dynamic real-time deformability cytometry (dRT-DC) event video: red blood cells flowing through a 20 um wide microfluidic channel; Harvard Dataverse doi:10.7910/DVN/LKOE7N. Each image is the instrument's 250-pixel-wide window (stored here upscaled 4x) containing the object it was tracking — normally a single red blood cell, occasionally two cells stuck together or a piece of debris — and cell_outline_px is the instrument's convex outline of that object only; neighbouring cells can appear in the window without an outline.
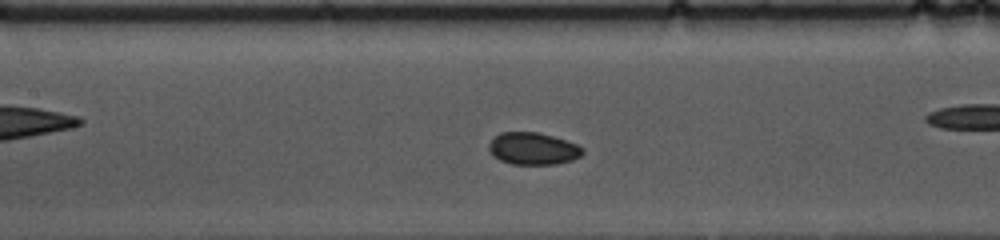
{"species": "common noctule bat (a hibernating species)", "species_latin": "Nyctalus noctula", "temperature_condition": "cold", "stored_images_in_passage": 41, "camera_frame_rate_fps": 3000, "um_per_image_px": 0.085, "animal": {"sex": "female", "body_mass_g": 10.0, "forearm_length_mm": 53.1}, "frame": {"image": 1, "passage_image": 18, "time_ms": 5.667, "image_size_px": [1000, 240], "cell_outline_px": [[584, 152], [580, 156], [572, 160], [556, 164], [512, 164], [500, 160], [488, 148], [488, 144], [500, 132], [536, 132], [552, 136], [576, 144], [584, 148]], "centroid_in_image_um": [45.32, 12.63], "position_along_channel_um": 162.1, "area_um2": 17.34}, "authors_computed_cell_mechanics": {"area_um2": 17.7446, "velocity_mm_per_s": 3.6781, "shape_relaxation_time_tau1_ms": null, "shape_relaxation_time_tau2_ms": 10.2989, "deformation_change_tau1": null, "deformation_change_tau2": 0.0881}}